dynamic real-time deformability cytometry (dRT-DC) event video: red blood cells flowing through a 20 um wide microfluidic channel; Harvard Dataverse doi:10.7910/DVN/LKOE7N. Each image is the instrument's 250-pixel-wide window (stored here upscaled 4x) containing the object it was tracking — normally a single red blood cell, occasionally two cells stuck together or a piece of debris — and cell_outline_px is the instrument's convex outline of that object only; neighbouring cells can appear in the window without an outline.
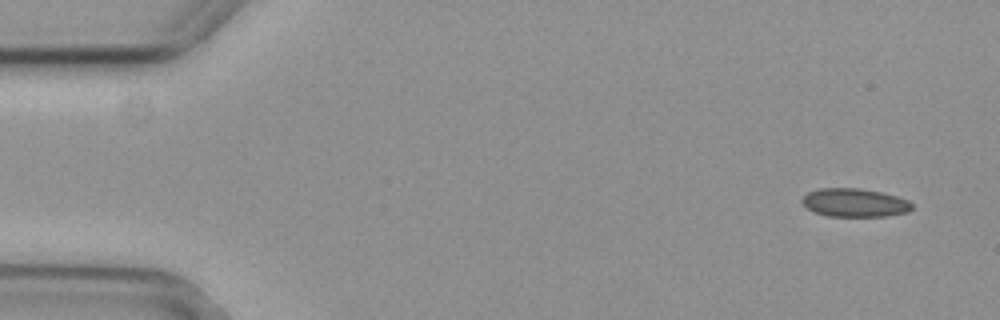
{"species": "common noctule bat (a hibernating species)", "species_latin": "Nyctalus noctula", "temperature_condition": "cold", "stored_images_in_passage": 5, "camera_frame_rate_fps": 3000, "um_per_image_px": 0.085, "animal": {"sex": "female", "body_mass_g": 29.2, "forearm_length_mm": 56.3}, "frame": {"image": 1, "passage_image": 1, "time_ms": 0.0, "image_size_px": [1000, 320], "cell_outline_px": [[912, 208], [908, 212], [884, 216], [828, 216], [816, 212], [808, 208], [800, 200], [808, 192], [820, 188], [860, 188], [880, 192], [896, 196], [908, 200], [912, 204]], "centroid_in_image_um": [72.64, 17.22], "position_along_channel_um": 12.4, "area_um2": 18.03}}
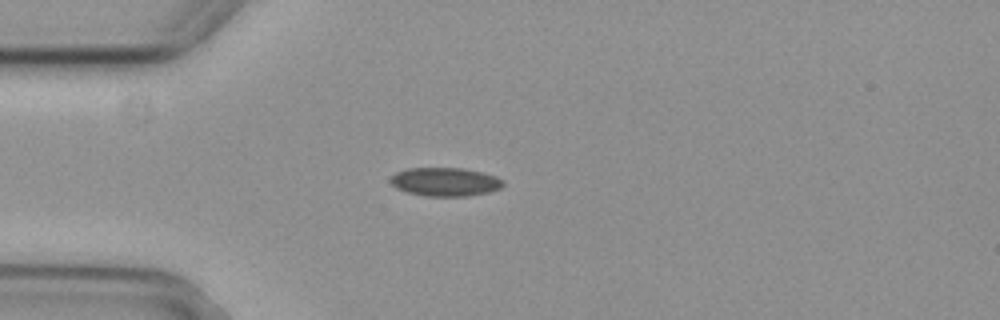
{"frame": {"image": 2, "passage_image": 4, "time_ms": 1.0, "image_size_px": [1000, 320], "cell_outline_px": [[504, 184], [500, 188], [488, 192], [468, 196], [424, 196], [408, 192], [396, 188], [388, 180], [396, 172], [408, 168], [464, 168], [496, 176], [504, 180]], "centroid_in_image_um": [37.83, 15.45], "position_along_channel_um": 47.2, "area_um2": 18.79}}